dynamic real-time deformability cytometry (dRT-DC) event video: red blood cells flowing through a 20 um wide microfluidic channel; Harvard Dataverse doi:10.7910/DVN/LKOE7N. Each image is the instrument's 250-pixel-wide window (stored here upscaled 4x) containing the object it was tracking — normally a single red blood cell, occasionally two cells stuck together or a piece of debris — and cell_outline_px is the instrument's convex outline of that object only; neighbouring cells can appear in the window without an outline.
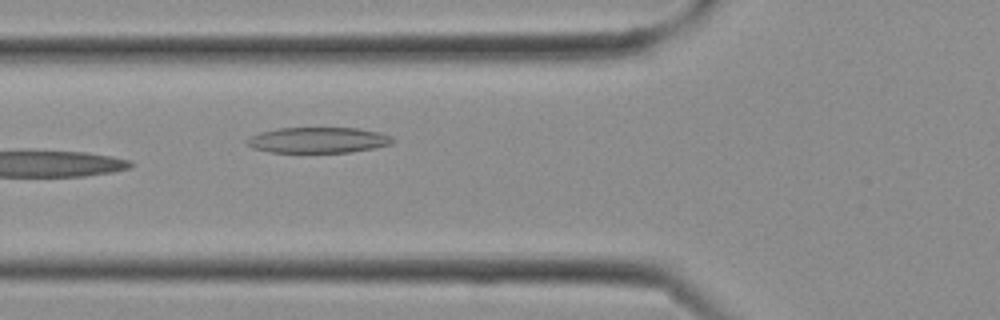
{"species": "Egyptian fruit bat (a non-hibernating species)", "species_latin": "Rousettus aegyptiacus", "temperature_condition": "cold", "stored_images_in_passage": 10, "camera_frame_rate_fps": 3000, "um_per_image_px": 0.085, "frame": {"image": 1, "passage_image": 10, "time_ms": 3.0, "image_size_px": [1000, 320], "cell_outline_px": [[396, 140], [392, 144], [372, 148], [348, 152], [268, 152], [252, 148], [244, 140], [260, 132], [280, 128], [360, 128], [392, 136]], "centroid_in_image_um": [27.04, 11.91], "position_along_channel_um": 98.8, "area_um2": 21.73}}